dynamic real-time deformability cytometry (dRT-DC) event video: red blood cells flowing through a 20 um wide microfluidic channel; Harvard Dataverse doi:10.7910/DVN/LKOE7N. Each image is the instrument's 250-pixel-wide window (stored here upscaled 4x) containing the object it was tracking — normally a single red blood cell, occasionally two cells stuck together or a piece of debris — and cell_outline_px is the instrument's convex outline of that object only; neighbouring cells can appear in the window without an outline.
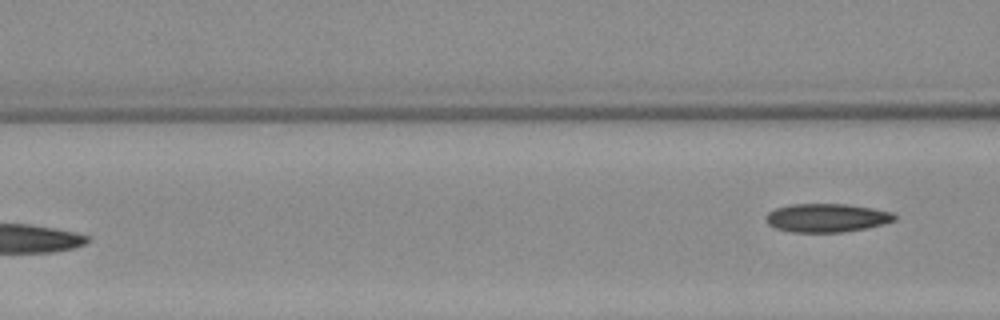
{"species": "Egyptian fruit bat (a non-hibernating species)", "species_latin": "Rousettus aegyptiacus", "temperature_condition": "warm", "stored_images_in_passage": 3, "camera_frame_rate_fps": 3000, "um_per_image_px": 0.085, "animal": {"sex": "female"}, "frame": {"image": 1, "passage_image": 3, "time_ms": 2.333, "image_size_px": [1000, 320], "cell_outline_px": [[896, 220], [884, 224], [868, 228], [840, 232], [792, 232], [776, 228], [768, 224], [764, 216], [768, 212], [776, 208], [792, 204], [848, 204], [872, 208], [892, 212], [896, 216]], "centroid_in_image_um": [70.28, 18.51], "position_along_channel_um": 96.3, "area_um2": 21.44}}